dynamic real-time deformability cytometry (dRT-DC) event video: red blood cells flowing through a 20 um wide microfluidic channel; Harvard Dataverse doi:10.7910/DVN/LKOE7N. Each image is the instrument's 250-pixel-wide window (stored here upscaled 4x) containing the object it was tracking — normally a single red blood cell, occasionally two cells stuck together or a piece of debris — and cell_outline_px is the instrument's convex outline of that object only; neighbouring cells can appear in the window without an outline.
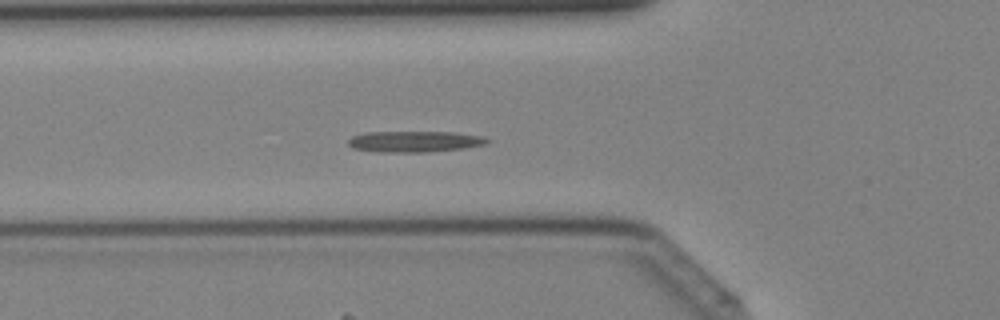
{"species": "Egyptian fruit bat (a non-hibernating species)", "species_latin": "Rousettus aegyptiacus", "temperature_condition": "cold", "stored_images_in_passage": 44, "camera_frame_rate_fps": 3000, "um_per_image_px": 0.085, "animal": {"sex": "female"}, "frame": {"image": 1, "passage_image": 16, "time_ms": 5.0, "image_size_px": [1000, 320], "cell_outline_px": [[492, 140], [484, 144], [464, 148], [424, 152], [376, 152], [352, 148], [348, 144], [348, 140], [352, 136], [364, 132], [452, 132], [484, 136]], "centroid_in_image_um": [35.22, 12.03], "position_along_channel_um": 90.6, "area_um2": 17.11}}
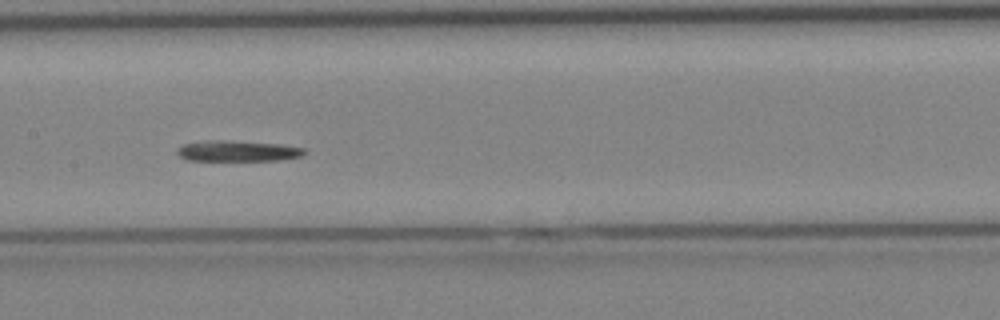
{"frame": {"image": 2, "passage_image": 22, "time_ms": 7.0, "image_size_px": [1000, 320], "cell_outline_px": [[308, 152], [300, 156], [280, 160], [188, 160], [180, 156], [176, 152], [176, 148], [184, 144], [204, 140], [220, 140], [280, 144], [304, 148]], "centroid_in_image_um": [20.18, 12.83], "position_along_channel_um": 187.2, "area_um2": 15.32}}
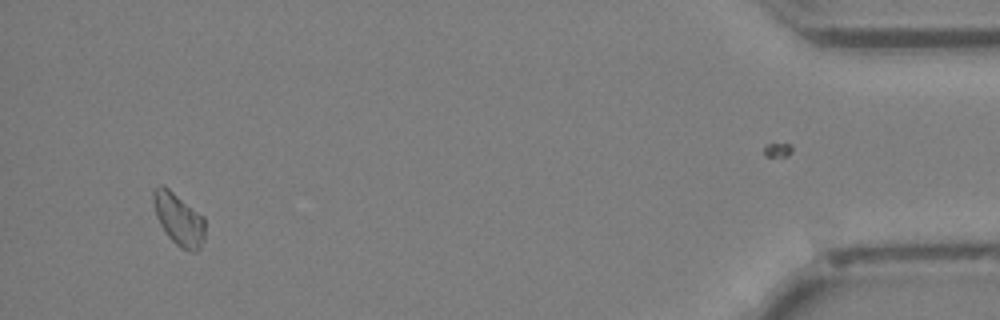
{"frame": {"image": 3, "passage_image": 41, "time_ms": 13.333, "image_size_px": [1000, 320], "cell_outline_px": [[204, 240], [200, 248], [196, 252], [180, 248], [168, 236], [160, 224], [156, 216], [152, 200], [152, 192], [156, 184], [164, 184], [204, 216]], "centroid_in_image_um": [15.17, 18.58], "position_along_channel_um": 420.0, "area_um2": 15.95}}